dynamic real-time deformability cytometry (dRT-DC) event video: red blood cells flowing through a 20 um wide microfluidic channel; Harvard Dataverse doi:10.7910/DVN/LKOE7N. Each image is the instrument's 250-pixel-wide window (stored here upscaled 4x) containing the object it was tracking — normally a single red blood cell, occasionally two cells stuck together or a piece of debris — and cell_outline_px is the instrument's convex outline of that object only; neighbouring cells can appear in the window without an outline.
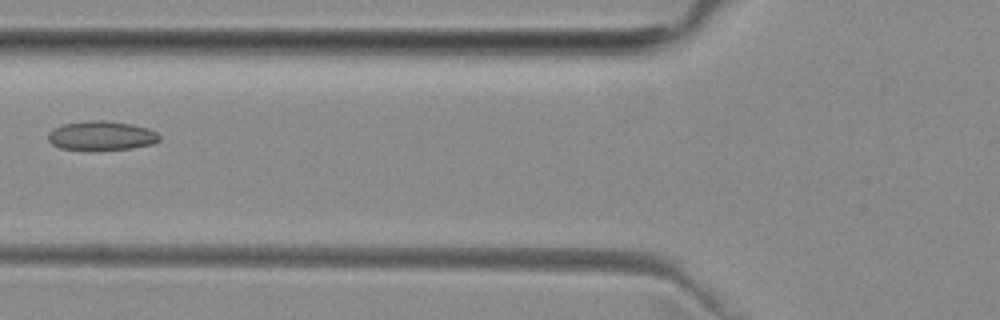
{"species": "common noctule bat (a hibernating species)", "species_latin": "Nyctalus noctula", "temperature_condition": "room temperature", "stored_images_in_passage": 6, "camera_frame_rate_fps": 3000, "um_per_image_px": 0.085, "animal": {"sex": "female", "body_mass_g": 29.2, "forearm_length_mm": 56.3}, "frame": {"image": 1, "passage_image": 5, "time_ms": 5.667, "image_size_px": [1000, 320], "cell_outline_px": [[160, 140], [152, 144], [132, 148], [60, 148], [52, 144], [48, 140], [48, 132], [64, 124], [88, 120], [108, 120], [132, 124], [148, 128], [156, 132], [160, 136]], "centroid_in_image_um": [8.65, 11.49], "position_along_channel_um": 117.1, "area_um2": 18.44}}
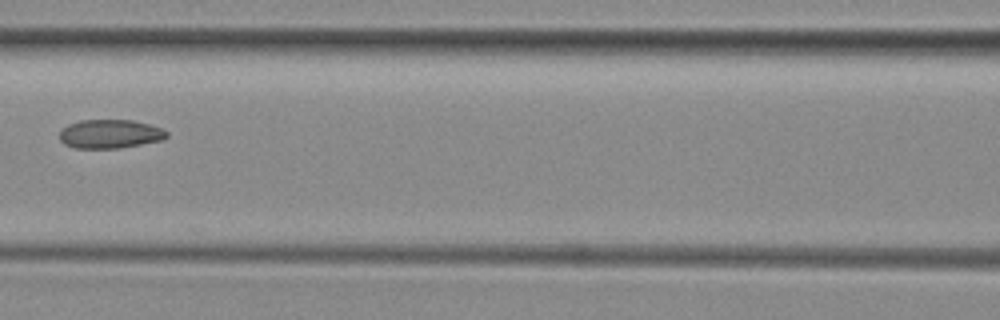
{"frame": {"image": 2, "passage_image": 6, "time_ms": 6.667, "image_size_px": [1000, 320], "cell_outline_px": [[168, 136], [160, 140], [120, 148], [76, 148], [64, 144], [60, 140], [60, 128], [68, 124], [80, 120], [132, 120], [148, 124], [160, 128], [168, 132]], "centroid_in_image_um": [9.3, 11.38], "position_along_channel_um": 157.3, "area_um2": 17.92}}